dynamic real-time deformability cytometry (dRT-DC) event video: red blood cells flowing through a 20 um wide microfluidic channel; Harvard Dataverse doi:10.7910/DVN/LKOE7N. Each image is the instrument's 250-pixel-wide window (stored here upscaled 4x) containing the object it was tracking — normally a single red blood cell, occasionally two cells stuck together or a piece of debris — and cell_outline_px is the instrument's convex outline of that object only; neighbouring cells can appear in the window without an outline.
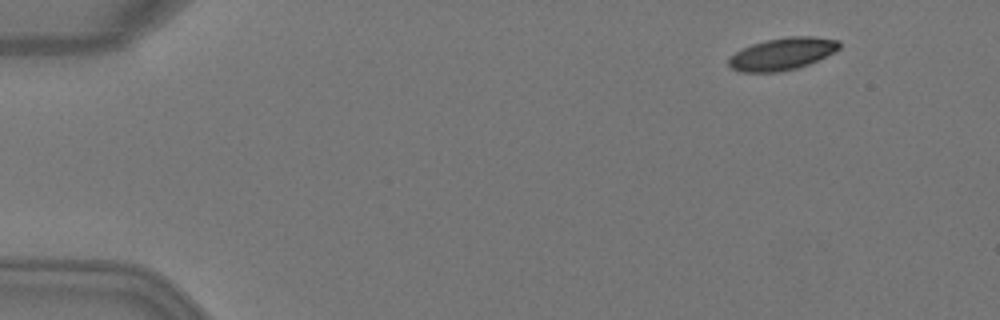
{"species": "Egyptian fruit bat (a non-hibernating species)", "species_latin": "Rousettus aegyptiacus", "temperature_condition": "warm", "stored_images_in_passage": 2, "camera_frame_rate_fps": 3000, "um_per_image_px": 0.085, "animal": {"sex": "female"}, "frame": {"image": 1, "passage_image": 2, "time_ms": 0.333, "image_size_px": [1000, 320], "cell_outline_px": [[840, 48], [836, 52], [808, 64], [796, 68], [780, 72], [740, 72], [732, 68], [728, 64], [728, 60], [736, 52], [752, 44], [768, 40], [792, 36], [812, 36], [840, 40]], "centroid_in_image_um": [66.53, 4.58], "position_along_channel_um": 18.5, "area_um2": 20.63}}